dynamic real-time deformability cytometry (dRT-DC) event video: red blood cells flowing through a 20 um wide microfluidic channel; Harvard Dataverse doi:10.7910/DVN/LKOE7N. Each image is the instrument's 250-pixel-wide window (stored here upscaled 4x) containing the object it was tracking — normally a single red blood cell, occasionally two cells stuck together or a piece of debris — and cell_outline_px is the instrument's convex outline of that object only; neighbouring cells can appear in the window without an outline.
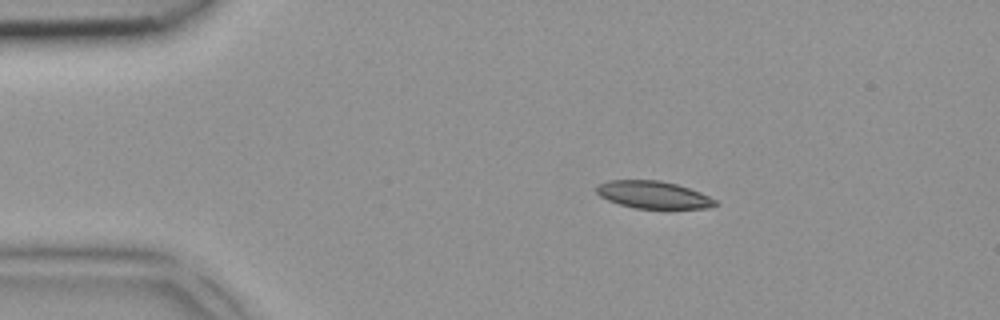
{"species": "common noctule bat (a hibernating species)", "species_latin": "Nyctalus noctula", "temperature_condition": "room temperature", "stored_images_in_passage": 4, "camera_frame_rate_fps": 3000, "um_per_image_px": 0.085, "animal": {"sex": "female", "body_mass_g": 18.4}, "frame": {"image": 1, "passage_image": 2, "time_ms": 0.333, "image_size_px": [1000, 320], "cell_outline_px": [[720, 204], [708, 208], [636, 208], [620, 204], [608, 200], [600, 196], [596, 192], [596, 188], [600, 184], [608, 180], [660, 180], [676, 184], [700, 192], [716, 200]], "centroid_in_image_um": [55.54, 16.55], "position_along_channel_um": 29.5, "area_um2": 18.79}}
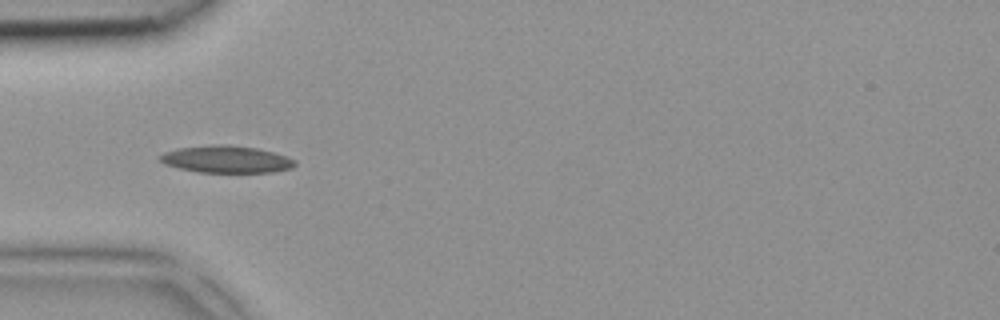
{"frame": {"image": 2, "passage_image": 4, "time_ms": 1.0, "image_size_px": [1000, 320], "cell_outline_px": [[296, 164], [292, 168], [272, 172], [196, 172], [164, 164], [156, 156], [164, 152], [176, 148], [212, 144], [228, 144], [256, 148], [272, 152], [296, 160]], "centroid_in_image_um": [19.18, 13.53], "position_along_channel_um": 65.8, "area_um2": 21.44}}